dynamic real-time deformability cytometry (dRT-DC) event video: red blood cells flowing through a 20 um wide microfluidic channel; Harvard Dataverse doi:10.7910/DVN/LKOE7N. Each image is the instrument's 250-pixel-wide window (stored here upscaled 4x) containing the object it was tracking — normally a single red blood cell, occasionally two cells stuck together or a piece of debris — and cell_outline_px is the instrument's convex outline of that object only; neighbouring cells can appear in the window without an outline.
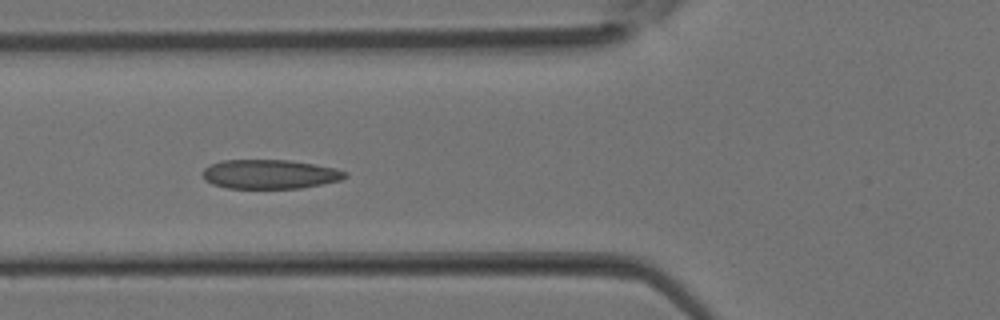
{"species": "Egyptian fruit bat (a non-hibernating species)", "species_latin": "Rousettus aegyptiacus", "temperature_condition": "room temperature", "stored_images_in_passage": 36, "camera_frame_rate_fps": 3000, "um_per_image_px": 0.085, "animal": {"sex": "female"}, "frame": {"image": 1, "passage_image": 13, "time_ms": 4.0, "image_size_px": [1000, 320], "cell_outline_px": [[348, 176], [340, 180], [300, 188], [228, 188], [212, 184], [204, 180], [204, 168], [212, 164], [224, 160], [288, 160], [316, 164], [336, 168], [348, 172]], "centroid_in_image_um": [22.96, 14.8], "position_along_channel_um": 102.8, "area_um2": 24.16}}
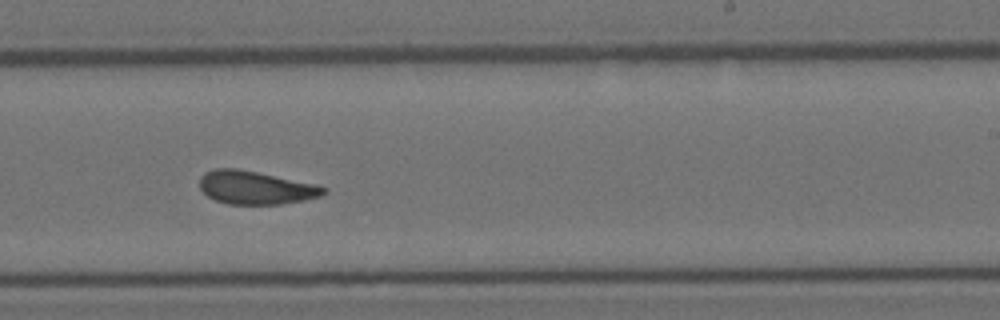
{"frame": {"image": 2, "passage_image": 22, "time_ms": 7.0, "image_size_px": [1000, 320], "cell_outline_px": [[328, 192], [320, 196], [304, 200], [280, 204], [228, 204], [216, 200], [208, 196], [200, 188], [200, 176], [204, 172], [216, 168], [236, 168], [316, 184], [328, 188]], "centroid_in_image_um": [21.73, 15.95], "position_along_channel_um": 267.3, "area_um2": 23.93}}
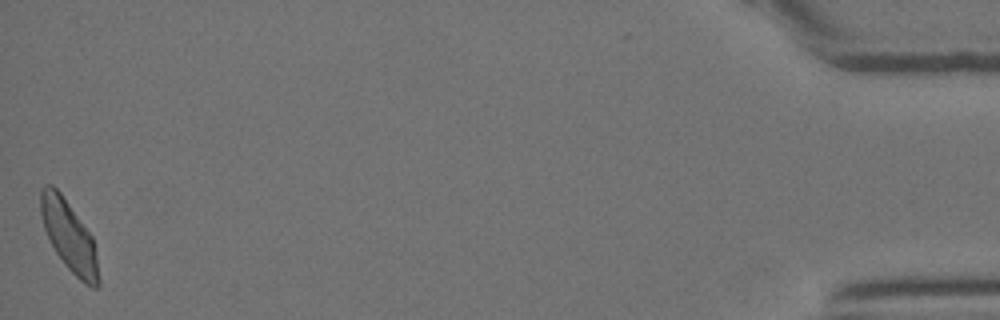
{"frame": {"image": 3, "passage_image": 36, "time_ms": 11.667, "image_size_px": [1000, 320], "cell_outline_px": [[100, 284], [96, 288], [92, 288], [84, 284], [64, 264], [56, 252], [44, 228], [40, 212], [40, 188], [44, 184], [52, 184], [60, 192], [92, 236], [96, 256], [100, 280]], "centroid_in_image_um": [5.86, 20.07], "position_along_channel_um": 429.3, "area_um2": 23.58}}